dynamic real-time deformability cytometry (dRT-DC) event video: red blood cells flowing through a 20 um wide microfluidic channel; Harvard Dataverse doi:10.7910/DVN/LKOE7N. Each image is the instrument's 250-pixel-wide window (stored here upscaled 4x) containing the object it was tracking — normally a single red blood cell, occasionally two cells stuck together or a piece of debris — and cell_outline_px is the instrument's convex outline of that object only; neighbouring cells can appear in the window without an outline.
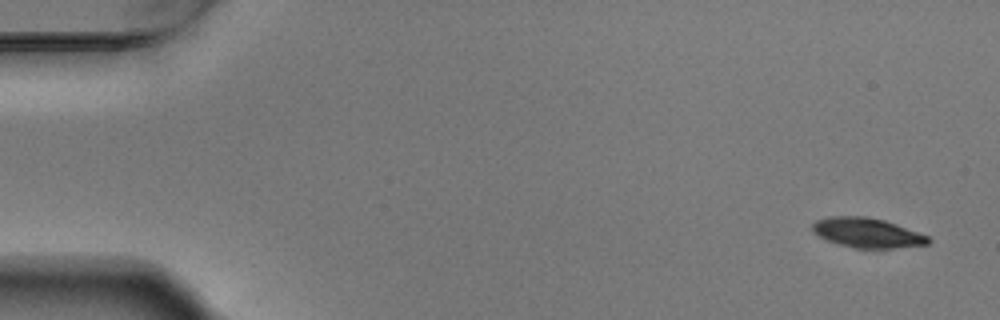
{"species": "Egyptian fruit bat (a non-hibernating species)", "species_latin": "Rousettus aegyptiacus", "temperature_condition": "warm", "stored_images_in_passage": 6, "camera_frame_rate_fps": 3000, "um_per_image_px": 0.085, "animal": {"sex": "male"}, "frame": {"image": 1, "passage_image": 1, "time_ms": 0.0, "image_size_px": [1000, 320], "cell_outline_px": [[932, 240], [928, 244], [892, 248], [856, 248], [840, 244], [828, 240], [812, 232], [812, 224], [816, 220], [832, 216], [868, 216], [884, 220], [896, 224], [928, 236]], "centroid_in_image_um": [73.71, 19.78], "position_along_channel_um": 11.3, "area_um2": 19.88}}